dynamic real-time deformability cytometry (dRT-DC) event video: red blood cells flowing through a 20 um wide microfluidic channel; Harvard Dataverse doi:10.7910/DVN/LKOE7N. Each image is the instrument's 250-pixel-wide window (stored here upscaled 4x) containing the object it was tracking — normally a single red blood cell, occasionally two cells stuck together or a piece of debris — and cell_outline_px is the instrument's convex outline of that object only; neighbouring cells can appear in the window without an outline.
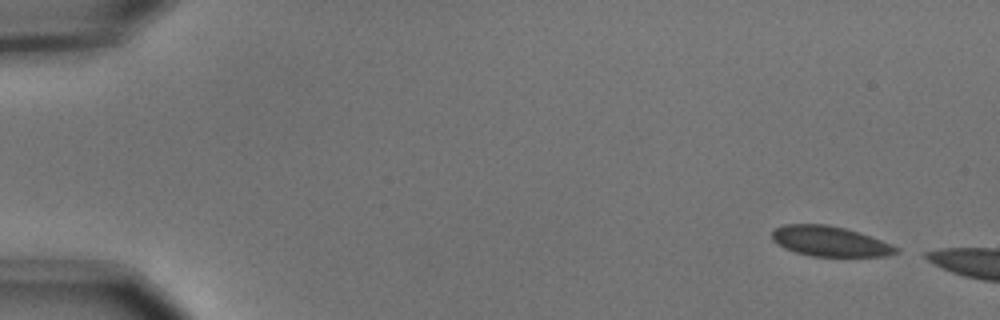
{"species": "common noctule bat (a hibernating species)", "species_latin": "Nyctalus noctula", "temperature_condition": "cold", "stored_images_in_passage": 3, "camera_frame_rate_fps": 3000, "um_per_image_px": 0.085, "animal": {"sex": "male", "body_mass_g": 15.6}, "frame": {"image": 1, "passage_image": 1, "time_ms": 0.0, "image_size_px": [1000, 320], "cell_outline_px": [[900, 252], [884, 256], [812, 256], [796, 252], [784, 248], [772, 240], [772, 232], [776, 228], [784, 224], [828, 224], [844, 228], [892, 244], [900, 248]], "centroid_in_image_um": [70.53, 20.51], "position_along_channel_um": 14.5, "area_um2": 21.62}}